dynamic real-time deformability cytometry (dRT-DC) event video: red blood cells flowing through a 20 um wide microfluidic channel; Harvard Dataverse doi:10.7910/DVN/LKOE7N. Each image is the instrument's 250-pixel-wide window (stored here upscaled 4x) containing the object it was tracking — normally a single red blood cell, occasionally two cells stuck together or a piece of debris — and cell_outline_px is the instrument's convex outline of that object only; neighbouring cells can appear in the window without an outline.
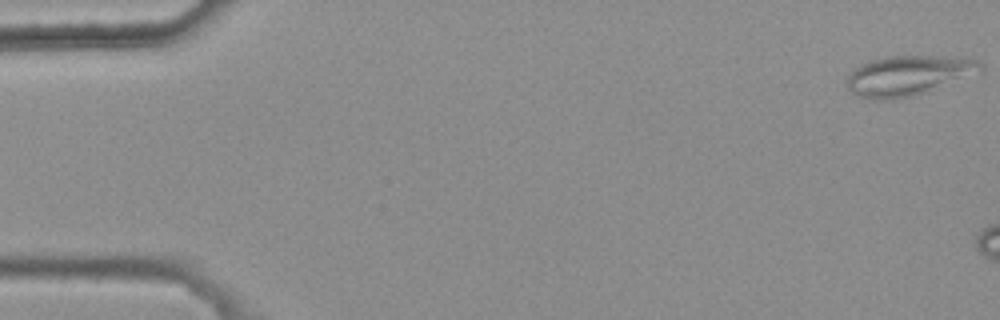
{"species": "common noctule bat (a hibernating species)", "species_latin": "Nyctalus noctula", "temperature_condition": "warm", "stored_images_in_passage": 3, "camera_frame_rate_fps": 3000, "um_per_image_px": 0.085, "animal": {"sex": "female", "body_mass_g": 25.1}, "frame": {"image": 1, "passage_image": 1, "time_ms": 0.0, "image_size_px": [1000, 320], "cell_outline_px": [[984, 68], [924, 92], [912, 96], [892, 100], [876, 100], [860, 96], [852, 92], [848, 88], [844, 80], [856, 68], [868, 60], [888, 56], [936, 56], [976, 60]], "centroid_in_image_um": [77.05, 6.42], "position_along_channel_um": 8.0, "area_um2": 30.11}}